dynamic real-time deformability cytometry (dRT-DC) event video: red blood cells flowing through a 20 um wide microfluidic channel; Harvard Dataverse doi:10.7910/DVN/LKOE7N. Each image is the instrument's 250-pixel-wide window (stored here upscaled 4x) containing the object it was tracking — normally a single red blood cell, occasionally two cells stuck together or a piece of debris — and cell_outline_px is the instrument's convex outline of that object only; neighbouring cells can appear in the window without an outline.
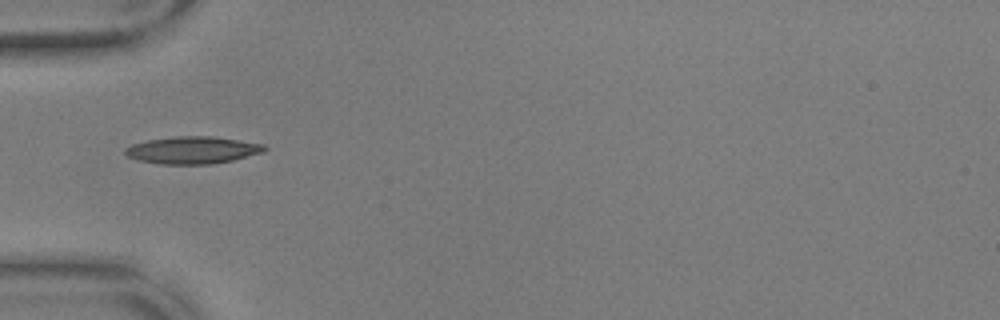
{"species": "common noctule bat (a hibernating species)", "species_latin": "Nyctalus noctula", "temperature_condition": "warm", "stored_images_in_passage": 38, "camera_frame_rate_fps": 3000, "um_per_image_px": 0.085, "animal": {"sex": "male", "body_mass_g": 17.9, "forearm_length_mm": 54.2}, "frame": {"image": 1, "passage_image": 1, "time_ms": 0.0, "image_size_px": [1000, 320], "cell_outline_px": [[268, 148], [264, 152], [232, 160], [212, 164], [160, 164], [140, 160], [128, 156], [124, 152], [124, 148], [132, 144], [148, 140], [176, 136], [212, 136], [264, 144]], "centroid_in_image_um": [16.38, 12.75], "position_along_channel_um": 68.6, "area_um2": 22.02}}
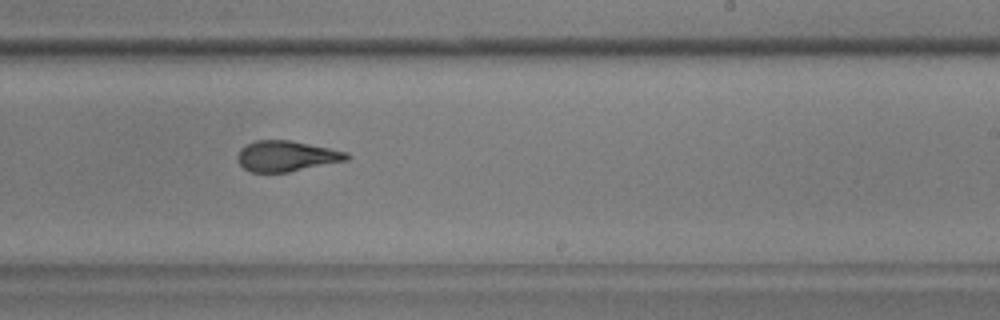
{"frame": {"image": 2, "passage_image": 17, "time_ms": 5.333, "image_size_px": [1000, 320], "cell_outline_px": [[352, 156], [348, 160], [288, 172], [252, 172], [244, 168], [240, 164], [236, 156], [240, 148], [256, 140], [288, 140], [348, 152]], "centroid_in_image_um": [24.35, 13.27], "position_along_channel_um": 264.7, "area_um2": 19.36}}
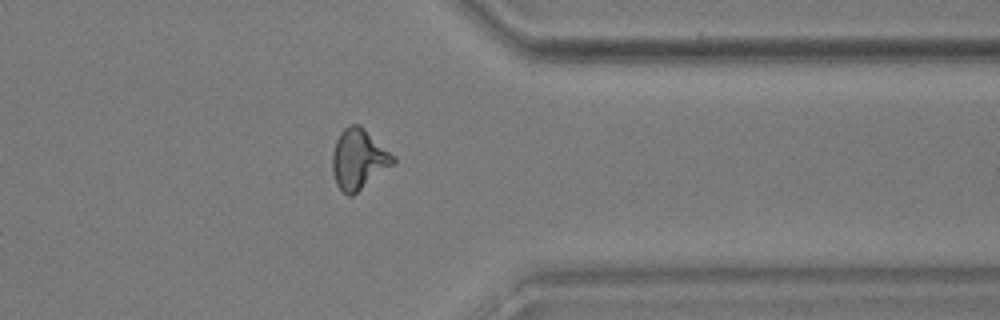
{"frame": {"image": 3, "passage_image": 27, "time_ms": 8.667, "image_size_px": [1000, 320], "cell_outline_px": [[396, 164], [352, 196], [348, 196], [336, 184], [332, 172], [332, 152], [336, 140], [340, 132], [348, 124], [360, 124], [396, 156]], "centroid_in_image_um": [30.51, 13.52], "position_along_channel_um": 380.9, "area_um2": 21.79}, "authors_computed_cell_mechanics": {"area_um2": 20.0277, "velocity_mm_per_s": 3.6768, "shape_relaxation_time_tau1_ms": 5.8656, "shape_relaxation_time_tau2_ms": 1.393, "deformation_change_tau1": 0.2177, "deformation_change_tau2": 0.0973}}